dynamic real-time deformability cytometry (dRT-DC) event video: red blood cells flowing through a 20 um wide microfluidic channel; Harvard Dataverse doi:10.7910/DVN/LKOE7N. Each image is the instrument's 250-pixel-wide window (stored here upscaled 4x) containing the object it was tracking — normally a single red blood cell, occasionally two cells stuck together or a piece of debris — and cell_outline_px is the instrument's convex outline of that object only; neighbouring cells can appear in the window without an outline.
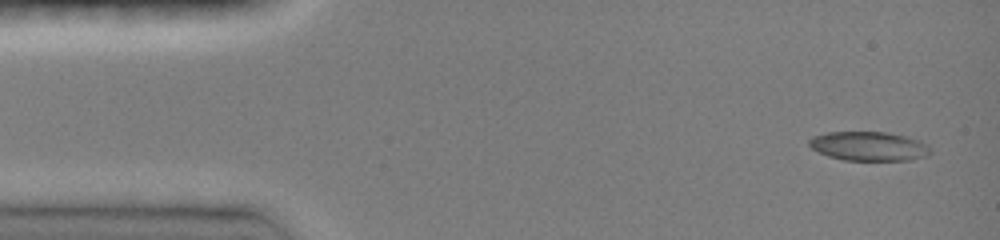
{"species": "common noctule bat (a hibernating species)", "species_latin": "Nyctalus noctula", "temperature_condition": "room temperature", "stored_images_in_passage": 11, "camera_frame_rate_fps": 3000, "um_per_image_px": 0.085, "animal": {"sex": "female", "body_mass_g": 19.0, "forearm_length_mm": 51.5}, "frame": {"image": 1, "passage_image": 1, "time_ms": 0.0, "image_size_px": [1000, 240], "cell_outline_px": [[932, 152], [928, 156], [908, 160], [844, 160], [828, 156], [812, 148], [808, 144], [808, 140], [812, 136], [828, 132], [888, 132], [908, 136], [920, 140], [928, 144], [932, 148]], "centroid_in_image_um": [73.91, 12.42], "position_along_channel_um": 11.1, "area_um2": 20.87}}
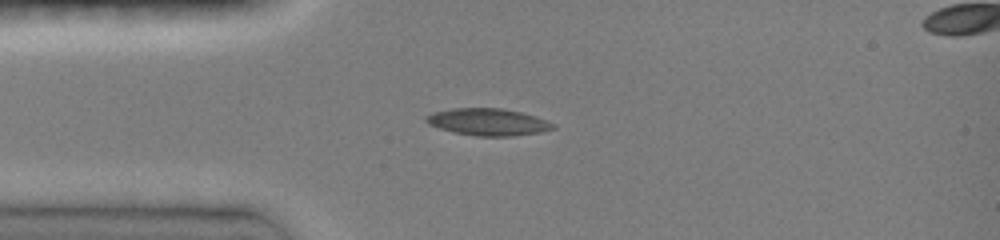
{"frame": {"image": 2, "passage_image": 7, "time_ms": 3.0, "image_size_px": [1000, 240], "cell_outline_px": [[556, 128], [540, 132], [512, 136], [476, 136], [456, 132], [440, 128], [428, 124], [424, 120], [424, 116], [432, 112], [452, 108], [500, 108], [520, 112], [536, 116], [556, 124]], "centroid_in_image_um": [41.48, 10.36], "position_along_channel_um": 43.5, "area_um2": 20.0}}